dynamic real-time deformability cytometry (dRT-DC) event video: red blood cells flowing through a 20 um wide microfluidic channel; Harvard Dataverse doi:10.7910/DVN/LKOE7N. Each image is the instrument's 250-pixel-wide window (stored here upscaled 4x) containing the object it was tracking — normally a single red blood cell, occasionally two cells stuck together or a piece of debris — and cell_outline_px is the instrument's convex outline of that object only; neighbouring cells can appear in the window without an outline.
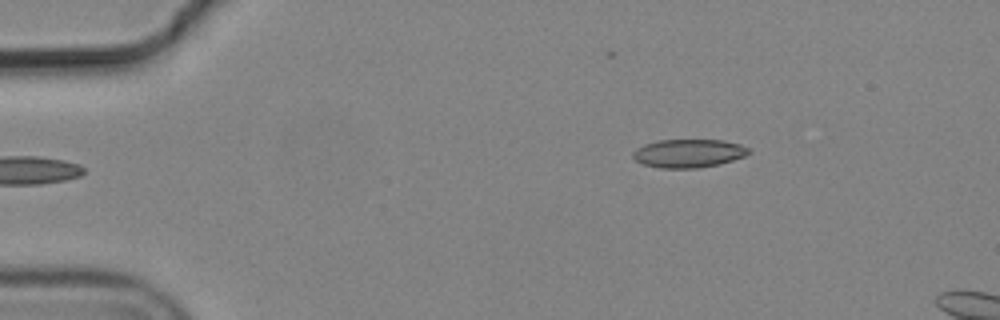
{"species": "common noctule bat (a hibernating species)", "species_latin": "Nyctalus noctula", "temperature_condition": "cold", "stored_images_in_passage": 2, "camera_frame_rate_fps": 3000, "um_per_image_px": 0.085, "animal": {"sex": "male", "body_mass_g": 19.2, "forearm_length_mm": 51.8}, "frame": {"image": 1, "passage_image": 2, "time_ms": 0.333, "image_size_px": [1000, 320], "cell_outline_px": [[752, 152], [744, 156], [720, 164], [700, 168], [660, 168], [644, 164], [636, 160], [632, 156], [632, 152], [636, 148], [644, 144], [656, 140], [724, 140], [740, 144], [748, 148]], "centroid_in_image_um": [58.52, 13.03], "position_along_channel_um": 26.5, "area_um2": 19.25}}